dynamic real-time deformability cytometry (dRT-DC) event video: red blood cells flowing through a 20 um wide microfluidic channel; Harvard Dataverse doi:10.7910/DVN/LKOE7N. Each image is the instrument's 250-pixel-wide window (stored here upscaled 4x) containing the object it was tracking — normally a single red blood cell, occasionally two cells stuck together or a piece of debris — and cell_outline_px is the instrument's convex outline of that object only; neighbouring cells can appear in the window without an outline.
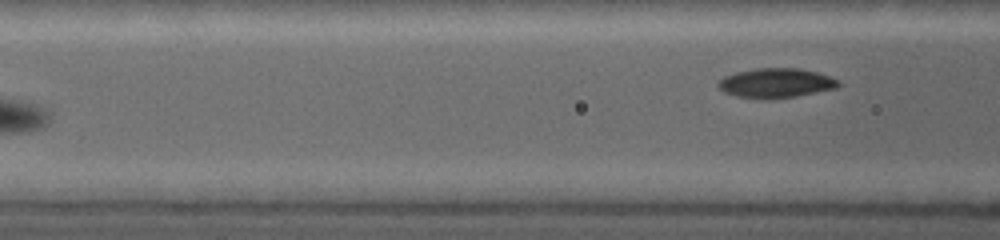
{"species": "common noctule bat (a hibernating species)", "species_latin": "Nyctalus noctula", "temperature_condition": "warm", "stored_images_in_passage": 7, "segment_of_instrument_passage": [2, 2], "camera_frame_rate_fps": 5000, "um_per_image_px": 0.085, "animal": {"sex": "female", "body_mass_g": 19.0, "forearm_length_mm": 53.3}, "frame": {"image": 1, "passage_image": 7, "time_ms": 3.2, "image_size_px": [1000, 240], "cell_outline_px": [[840, 84], [836, 88], [796, 96], [764, 100], [736, 96], [724, 92], [716, 84], [724, 76], [736, 72], [756, 68], [800, 68], [816, 72], [840, 80]], "centroid_in_image_um": [65.93, 7.06], "position_along_channel_um": 100.7, "area_um2": 20.75}}